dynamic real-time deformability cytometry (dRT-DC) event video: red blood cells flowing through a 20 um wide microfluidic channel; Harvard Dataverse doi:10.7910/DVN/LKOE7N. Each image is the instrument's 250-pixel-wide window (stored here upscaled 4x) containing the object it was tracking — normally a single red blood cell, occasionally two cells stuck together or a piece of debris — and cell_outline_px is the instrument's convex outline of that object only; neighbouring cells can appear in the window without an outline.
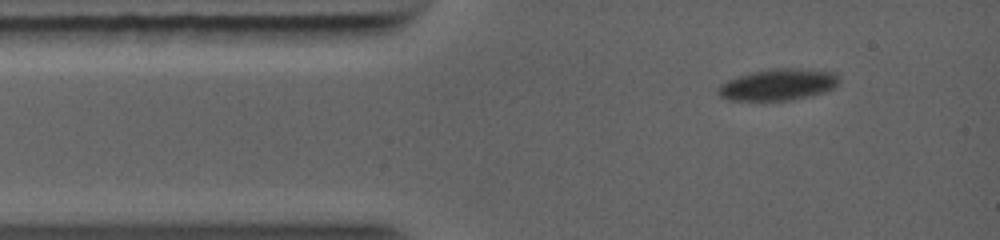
{"species": "common noctule bat (a hibernating species)", "species_latin": "Nyctalus noctula", "temperature_condition": "warm", "stored_images_in_passage": 43, "camera_frame_rate_fps": 5000, "um_per_image_px": 0.085, "animal": {"sex": "female", "body_mass_g": 19.0, "forearm_length_mm": 56.7}, "frame": {"image": 1, "passage_image": 1, "time_ms": 0.0, "image_size_px": [1000, 240], "cell_outline_px": [[840, 80], [832, 88], [824, 92], [792, 100], [728, 100], [720, 96], [716, 92], [716, 88], [720, 84], [736, 76], [752, 72], [776, 68], [800, 68], [836, 72]], "centroid_in_image_um": [66.11, 7.18], "position_along_channel_um": 18.9, "area_um2": 22.25}}
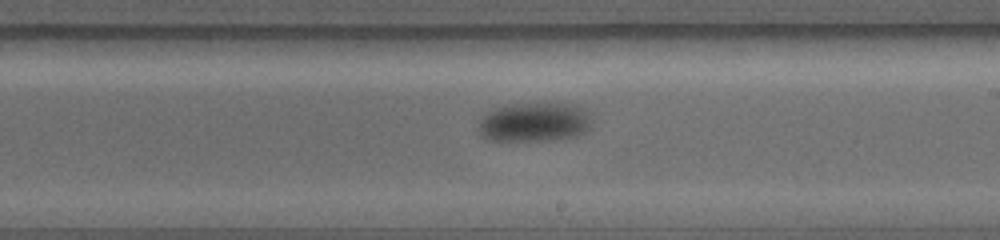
{"frame": {"image": 2, "passage_image": 19, "time_ms": 6.0, "image_size_px": [1000, 240], "cell_outline_px": [[592, 124], [588, 132], [580, 136], [556, 140], [488, 140], [480, 136], [480, 120], [484, 112], [492, 108], [512, 104], [572, 104], [592, 112]], "centroid_in_image_um": [45.48, 10.39], "position_along_channel_um": 243.5, "area_um2": 26.41}}
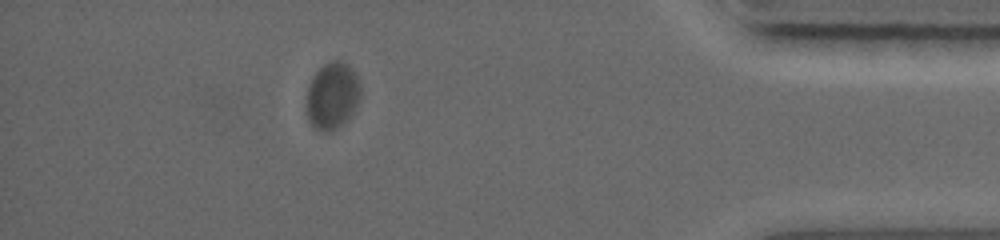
{"frame": {"image": 3, "passage_image": 37, "time_ms": 10.8, "image_size_px": [1000, 240], "cell_outline_px": [[360, 96], [348, 120], [344, 124], [328, 132], [320, 132], [308, 120], [308, 84], [312, 76], [328, 60], [344, 60], [356, 72], [360, 84]], "centroid_in_image_um": [28.27, 8.1], "position_along_channel_um": 406.9, "area_um2": 21.15}}